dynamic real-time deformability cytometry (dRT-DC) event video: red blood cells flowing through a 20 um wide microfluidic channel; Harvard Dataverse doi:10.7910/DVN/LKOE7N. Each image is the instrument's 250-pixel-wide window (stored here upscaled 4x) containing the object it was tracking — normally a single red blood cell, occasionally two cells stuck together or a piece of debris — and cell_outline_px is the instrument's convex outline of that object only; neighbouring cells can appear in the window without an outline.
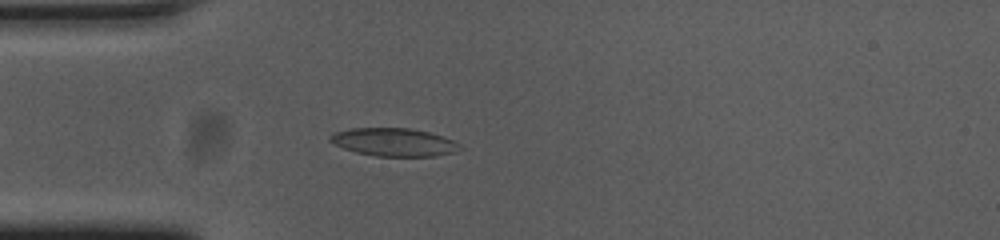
{"species": "common noctule bat (a hibernating species)", "species_latin": "Nyctalus noctula", "temperature_condition": "cold", "stored_images_in_passage": 44, "camera_frame_rate_fps": 3000, "um_per_image_px": 0.085, "animal": {"sex": "female", "body_mass_g": 23.0, "forearm_length_mm": 53.4}, "frame": {"image": 1, "passage_image": 7, "time_ms": 2.0, "image_size_px": [1000, 240], "cell_outline_px": [[464, 148], [456, 152], [436, 156], [376, 156], [356, 152], [344, 148], [328, 140], [328, 136], [336, 132], [352, 128], [408, 128], [428, 132], [452, 140], [460, 144]], "centroid_in_image_um": [33.5, 12.09], "position_along_channel_um": 51.5, "area_um2": 21.1}}
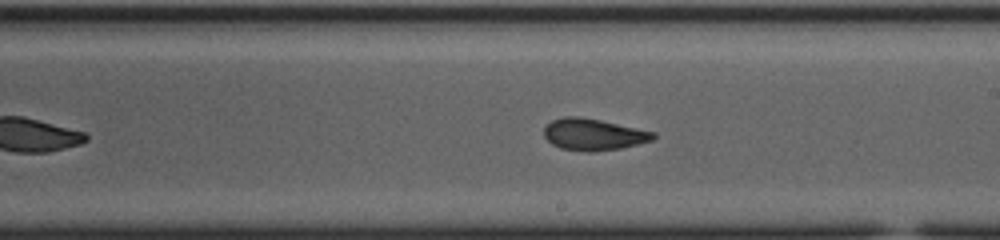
{"frame": {"image": 2, "passage_image": 23, "time_ms": 7.333, "image_size_px": [1000, 240], "cell_outline_px": [[656, 136], [652, 140], [620, 148], [588, 152], [560, 148], [552, 144], [544, 136], [544, 128], [552, 120], [564, 116], [580, 116], [600, 120], [656, 132]], "centroid_in_image_um": [50.42, 11.42], "position_along_channel_um": 238.6, "area_um2": 20.0}}
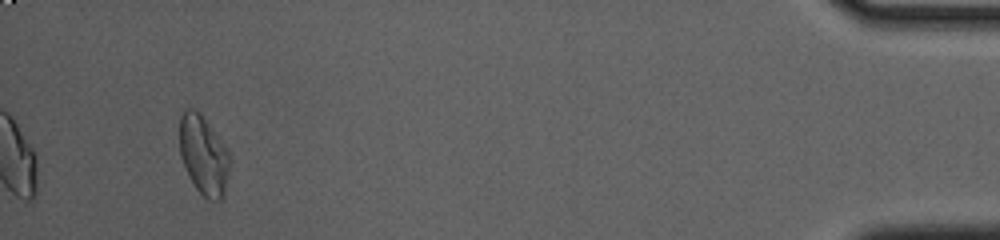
{"frame": {"image": 3, "passage_image": 44, "time_ms": 14.333, "image_size_px": [1000, 240], "cell_outline_px": [[228, 172], [224, 196], [220, 200], [208, 200], [196, 188], [180, 156], [180, 116], [188, 108], [192, 108], [200, 112], [228, 152]], "centroid_in_image_um": [17.29, 13.19], "position_along_channel_um": 417.9, "area_um2": 22.43}, "authors_computed_cell_mechanics": {"area_um2": 20.6346, "velocity_mm_per_s": 3.6609, "shape_relaxation_time_tau1_ms": null, "shape_relaxation_time_tau2_ms": 2.5279, "deformation_change_tau1": null, "deformation_change_tau2": 0.0701}}